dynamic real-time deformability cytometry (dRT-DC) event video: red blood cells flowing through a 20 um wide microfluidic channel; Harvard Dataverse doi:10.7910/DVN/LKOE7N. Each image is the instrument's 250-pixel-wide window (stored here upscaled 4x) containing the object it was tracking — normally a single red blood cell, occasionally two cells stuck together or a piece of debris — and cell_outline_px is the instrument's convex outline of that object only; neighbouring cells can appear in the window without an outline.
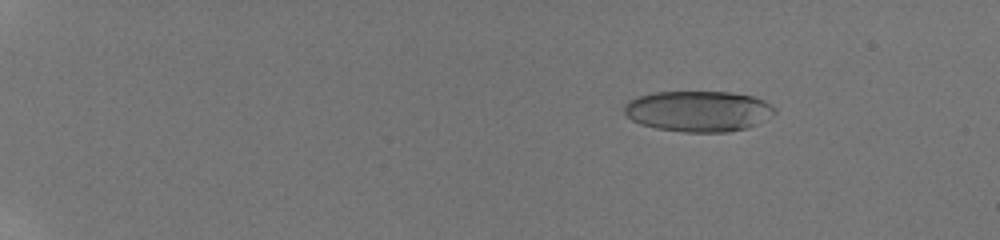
{"species": "human", "species_latin": "Homo sapiens", "temperature_condition": "room temperature", "stored_images_in_passage": 53, "camera_frame_rate_fps": 3000, "um_per_image_px": 0.085, "donor": {"sex": "male"}, "frame": {"image": 1, "passage_image": 13, "time_ms": 3.0, "image_size_px": [1000, 240], "cell_outline_px": [[776, 112], [772, 116], [748, 128], [728, 132], [684, 132], [656, 128], [640, 124], [632, 120], [624, 112], [624, 104], [628, 100], [636, 96], [656, 92], [732, 92], [752, 96], [764, 100], [772, 104], [776, 108]], "centroid_in_image_um": [59.37, 9.45], "position_along_channel_um": 25.6, "area_um2": 36.07}}
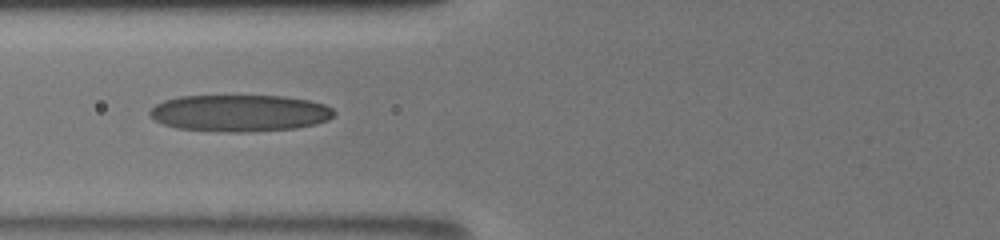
{"frame": {"image": 2, "passage_image": 31, "time_ms": 8.667, "image_size_px": [1000, 240], "cell_outline_px": [[336, 112], [328, 120], [316, 124], [296, 128], [248, 132], [224, 132], [176, 128], [164, 124], [156, 120], [148, 112], [156, 104], [164, 100], [180, 96], [284, 96], [308, 100], [324, 104], [332, 108]], "centroid_in_image_um": [20.39, 9.61], "position_along_channel_um": 105.4, "area_um2": 39.54}}
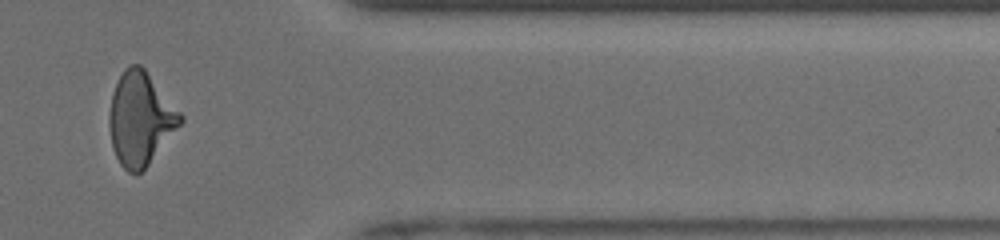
{"frame": {"image": 3, "passage_image": 50, "time_ms": 16.333, "image_size_px": [1000, 240], "cell_outline_px": [[184, 120], [148, 164], [136, 176], [128, 172], [120, 164], [112, 148], [108, 124], [108, 116], [112, 96], [116, 84], [124, 68], [128, 64], [140, 64], [144, 68], [184, 116]], "centroid_in_image_um": [11.91, 10.09], "position_along_channel_um": 399.5, "area_um2": 38.38}, "authors_computed_cell_mechanics": {"area_um2": 37.1076, "velocity_mm_per_s": 3.9867, "shape_relaxation_time_tau1_ms": 5.6537, "shape_relaxation_time_tau2_ms": 2.1525, "deformation_change_tau1": 0.2147, "deformation_change_tau2": 0.1178}}